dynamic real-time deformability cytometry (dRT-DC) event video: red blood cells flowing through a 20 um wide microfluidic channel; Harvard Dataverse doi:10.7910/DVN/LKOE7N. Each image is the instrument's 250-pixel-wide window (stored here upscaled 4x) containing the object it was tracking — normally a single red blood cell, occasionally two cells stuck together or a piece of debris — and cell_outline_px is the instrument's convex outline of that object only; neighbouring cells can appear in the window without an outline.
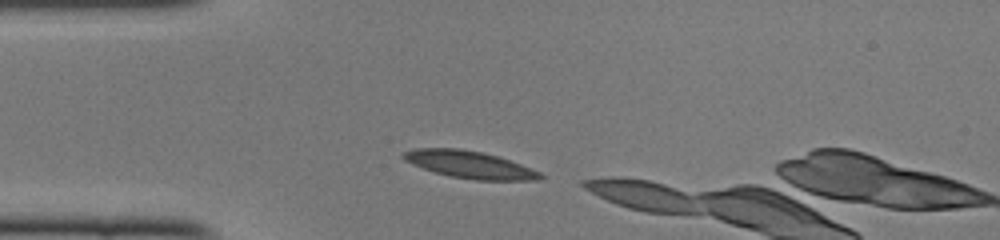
{"species": "common noctule bat (a hibernating species)", "species_latin": "Nyctalus noctula", "temperature_condition": "cold", "stored_images_in_passage": 4, "camera_frame_rate_fps": 3000, "um_per_image_px": 0.085, "animal": {"sex": "female", "body_mass_g": 22.0, "forearm_length_mm": 56.7}, "frame": {"image": 1, "passage_image": 1, "time_ms": 0.0, "image_size_px": [1000, 240], "cell_outline_px": [[544, 176], [540, 180], [476, 180], [452, 176], [436, 172], [412, 164], [404, 160], [400, 156], [404, 152], [416, 148], [460, 148], [484, 152], [520, 164], [540, 172]], "centroid_in_image_um": [39.91, 13.98], "position_along_channel_um": 45.1, "area_um2": 21.5}}